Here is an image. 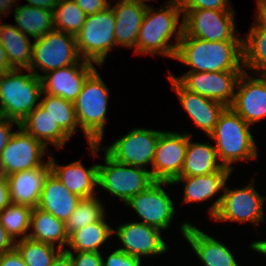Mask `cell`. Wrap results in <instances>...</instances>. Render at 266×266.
Listing matches in <instances>:
<instances>
[{"label":"cell","instance_id":"cell-19","mask_svg":"<svg viewBox=\"0 0 266 266\" xmlns=\"http://www.w3.org/2000/svg\"><path fill=\"white\" fill-rule=\"evenodd\" d=\"M96 69L94 63L82 59L76 64L51 70L42 75V92L74 102L86 78Z\"/></svg>","mask_w":266,"mask_h":266},{"label":"cell","instance_id":"cell-12","mask_svg":"<svg viewBox=\"0 0 266 266\" xmlns=\"http://www.w3.org/2000/svg\"><path fill=\"white\" fill-rule=\"evenodd\" d=\"M170 185H173L172 182L156 181L147 190L132 196L125 204L136 212L141 219L139 222L165 232L169 230L176 215L175 204L164 188Z\"/></svg>","mask_w":266,"mask_h":266},{"label":"cell","instance_id":"cell-34","mask_svg":"<svg viewBox=\"0 0 266 266\" xmlns=\"http://www.w3.org/2000/svg\"><path fill=\"white\" fill-rule=\"evenodd\" d=\"M53 12L54 29L76 36L86 21V13L73 0H58Z\"/></svg>","mask_w":266,"mask_h":266},{"label":"cell","instance_id":"cell-40","mask_svg":"<svg viewBox=\"0 0 266 266\" xmlns=\"http://www.w3.org/2000/svg\"><path fill=\"white\" fill-rule=\"evenodd\" d=\"M72 262V266H102L101 252H65Z\"/></svg>","mask_w":266,"mask_h":266},{"label":"cell","instance_id":"cell-50","mask_svg":"<svg viewBox=\"0 0 266 266\" xmlns=\"http://www.w3.org/2000/svg\"><path fill=\"white\" fill-rule=\"evenodd\" d=\"M249 248H251L252 251L257 252L258 254H262V256L265 255L266 257V240H254L249 244Z\"/></svg>","mask_w":266,"mask_h":266},{"label":"cell","instance_id":"cell-44","mask_svg":"<svg viewBox=\"0 0 266 266\" xmlns=\"http://www.w3.org/2000/svg\"><path fill=\"white\" fill-rule=\"evenodd\" d=\"M15 247V241L6 232V229L0 223V255L10 251Z\"/></svg>","mask_w":266,"mask_h":266},{"label":"cell","instance_id":"cell-3","mask_svg":"<svg viewBox=\"0 0 266 266\" xmlns=\"http://www.w3.org/2000/svg\"><path fill=\"white\" fill-rule=\"evenodd\" d=\"M250 128L251 125L247 124L231 107H226L213 132L208 136L215 142L214 147L220 163L232 172L235 170L236 162H250L259 156L258 145Z\"/></svg>","mask_w":266,"mask_h":266},{"label":"cell","instance_id":"cell-14","mask_svg":"<svg viewBox=\"0 0 266 266\" xmlns=\"http://www.w3.org/2000/svg\"><path fill=\"white\" fill-rule=\"evenodd\" d=\"M188 132L162 131L159 135L151 169L155 181L173 182L181 174Z\"/></svg>","mask_w":266,"mask_h":266},{"label":"cell","instance_id":"cell-45","mask_svg":"<svg viewBox=\"0 0 266 266\" xmlns=\"http://www.w3.org/2000/svg\"><path fill=\"white\" fill-rule=\"evenodd\" d=\"M257 9L253 16L254 22L262 29L266 30V0H262L256 3Z\"/></svg>","mask_w":266,"mask_h":266},{"label":"cell","instance_id":"cell-39","mask_svg":"<svg viewBox=\"0 0 266 266\" xmlns=\"http://www.w3.org/2000/svg\"><path fill=\"white\" fill-rule=\"evenodd\" d=\"M143 261L122 250L114 249L107 257H102V266H142Z\"/></svg>","mask_w":266,"mask_h":266},{"label":"cell","instance_id":"cell-36","mask_svg":"<svg viewBox=\"0 0 266 266\" xmlns=\"http://www.w3.org/2000/svg\"><path fill=\"white\" fill-rule=\"evenodd\" d=\"M32 208L10 204L0 211V223L14 240L28 238Z\"/></svg>","mask_w":266,"mask_h":266},{"label":"cell","instance_id":"cell-31","mask_svg":"<svg viewBox=\"0 0 266 266\" xmlns=\"http://www.w3.org/2000/svg\"><path fill=\"white\" fill-rule=\"evenodd\" d=\"M15 26L33 40L43 37L54 30L53 12L48 9L29 5H16L13 10Z\"/></svg>","mask_w":266,"mask_h":266},{"label":"cell","instance_id":"cell-13","mask_svg":"<svg viewBox=\"0 0 266 266\" xmlns=\"http://www.w3.org/2000/svg\"><path fill=\"white\" fill-rule=\"evenodd\" d=\"M185 89L205 98L218 101L226 107L233 103L238 79L242 72H186L175 76L169 72Z\"/></svg>","mask_w":266,"mask_h":266},{"label":"cell","instance_id":"cell-9","mask_svg":"<svg viewBox=\"0 0 266 266\" xmlns=\"http://www.w3.org/2000/svg\"><path fill=\"white\" fill-rule=\"evenodd\" d=\"M81 60L75 36L54 29L33 41L29 70L41 77L40 71L45 74Z\"/></svg>","mask_w":266,"mask_h":266},{"label":"cell","instance_id":"cell-48","mask_svg":"<svg viewBox=\"0 0 266 266\" xmlns=\"http://www.w3.org/2000/svg\"><path fill=\"white\" fill-rule=\"evenodd\" d=\"M14 69L7 58L6 51L0 43V76L8 70Z\"/></svg>","mask_w":266,"mask_h":266},{"label":"cell","instance_id":"cell-17","mask_svg":"<svg viewBox=\"0 0 266 266\" xmlns=\"http://www.w3.org/2000/svg\"><path fill=\"white\" fill-rule=\"evenodd\" d=\"M48 151L42 142L19 127L1 153L6 175L42 166L46 163L43 156H47Z\"/></svg>","mask_w":266,"mask_h":266},{"label":"cell","instance_id":"cell-25","mask_svg":"<svg viewBox=\"0 0 266 266\" xmlns=\"http://www.w3.org/2000/svg\"><path fill=\"white\" fill-rule=\"evenodd\" d=\"M81 199L69 191L51 172L45 180L38 208L66 223Z\"/></svg>","mask_w":266,"mask_h":266},{"label":"cell","instance_id":"cell-27","mask_svg":"<svg viewBox=\"0 0 266 266\" xmlns=\"http://www.w3.org/2000/svg\"><path fill=\"white\" fill-rule=\"evenodd\" d=\"M192 134L188 132V145L181 174L178 177L208 175L220 170V163L214 144L193 142Z\"/></svg>","mask_w":266,"mask_h":266},{"label":"cell","instance_id":"cell-16","mask_svg":"<svg viewBox=\"0 0 266 266\" xmlns=\"http://www.w3.org/2000/svg\"><path fill=\"white\" fill-rule=\"evenodd\" d=\"M243 71L240 75L231 108L249 125L266 118V76Z\"/></svg>","mask_w":266,"mask_h":266},{"label":"cell","instance_id":"cell-43","mask_svg":"<svg viewBox=\"0 0 266 266\" xmlns=\"http://www.w3.org/2000/svg\"><path fill=\"white\" fill-rule=\"evenodd\" d=\"M0 266H27L20 256L17 249L14 247L0 255Z\"/></svg>","mask_w":266,"mask_h":266},{"label":"cell","instance_id":"cell-7","mask_svg":"<svg viewBox=\"0 0 266 266\" xmlns=\"http://www.w3.org/2000/svg\"><path fill=\"white\" fill-rule=\"evenodd\" d=\"M115 13L111 6L87 15L80 32L75 36L82 59L103 68L107 55L116 47Z\"/></svg>","mask_w":266,"mask_h":266},{"label":"cell","instance_id":"cell-28","mask_svg":"<svg viewBox=\"0 0 266 266\" xmlns=\"http://www.w3.org/2000/svg\"><path fill=\"white\" fill-rule=\"evenodd\" d=\"M28 238L53 245L64 251L68 243L66 224L54 215L42 211L38 207L33 208L30 218Z\"/></svg>","mask_w":266,"mask_h":266},{"label":"cell","instance_id":"cell-1","mask_svg":"<svg viewBox=\"0 0 266 266\" xmlns=\"http://www.w3.org/2000/svg\"><path fill=\"white\" fill-rule=\"evenodd\" d=\"M183 27V11L177 1H166L157 9L147 5L136 40V55H161L174 60ZM173 38L176 42L172 44Z\"/></svg>","mask_w":266,"mask_h":266},{"label":"cell","instance_id":"cell-6","mask_svg":"<svg viewBox=\"0 0 266 266\" xmlns=\"http://www.w3.org/2000/svg\"><path fill=\"white\" fill-rule=\"evenodd\" d=\"M161 132L160 130L136 127L109 144V146L102 147V144L89 145V154L90 157H98L100 151H105L117 162L151 171Z\"/></svg>","mask_w":266,"mask_h":266},{"label":"cell","instance_id":"cell-53","mask_svg":"<svg viewBox=\"0 0 266 266\" xmlns=\"http://www.w3.org/2000/svg\"><path fill=\"white\" fill-rule=\"evenodd\" d=\"M147 1H157V0H147ZM166 1H179V0H166Z\"/></svg>","mask_w":266,"mask_h":266},{"label":"cell","instance_id":"cell-52","mask_svg":"<svg viewBox=\"0 0 266 266\" xmlns=\"http://www.w3.org/2000/svg\"><path fill=\"white\" fill-rule=\"evenodd\" d=\"M6 172H5V169H4V166H3V162H2V158H1V155H0V180H2L3 178H6Z\"/></svg>","mask_w":266,"mask_h":266},{"label":"cell","instance_id":"cell-23","mask_svg":"<svg viewBox=\"0 0 266 266\" xmlns=\"http://www.w3.org/2000/svg\"><path fill=\"white\" fill-rule=\"evenodd\" d=\"M50 173L51 166L47 159L42 166L6 176L11 203L32 209L38 207L45 180Z\"/></svg>","mask_w":266,"mask_h":266},{"label":"cell","instance_id":"cell-37","mask_svg":"<svg viewBox=\"0 0 266 266\" xmlns=\"http://www.w3.org/2000/svg\"><path fill=\"white\" fill-rule=\"evenodd\" d=\"M105 208L99 197L82 198L66 224L67 235L88 224L99 221L105 215Z\"/></svg>","mask_w":266,"mask_h":266},{"label":"cell","instance_id":"cell-42","mask_svg":"<svg viewBox=\"0 0 266 266\" xmlns=\"http://www.w3.org/2000/svg\"><path fill=\"white\" fill-rule=\"evenodd\" d=\"M14 124L17 126V128L20 127L18 122L0 117V155L12 135L15 133V131L12 130L13 126H15Z\"/></svg>","mask_w":266,"mask_h":266},{"label":"cell","instance_id":"cell-8","mask_svg":"<svg viewBox=\"0 0 266 266\" xmlns=\"http://www.w3.org/2000/svg\"><path fill=\"white\" fill-rule=\"evenodd\" d=\"M103 156L104 164H98V187L124 204L156 182L147 169L117 162L105 151Z\"/></svg>","mask_w":266,"mask_h":266},{"label":"cell","instance_id":"cell-22","mask_svg":"<svg viewBox=\"0 0 266 266\" xmlns=\"http://www.w3.org/2000/svg\"><path fill=\"white\" fill-rule=\"evenodd\" d=\"M48 159L52 174L73 194L80 198L97 196L98 189V163L86 168L81 160L68 165H59L53 154ZM96 188V189H95Z\"/></svg>","mask_w":266,"mask_h":266},{"label":"cell","instance_id":"cell-21","mask_svg":"<svg viewBox=\"0 0 266 266\" xmlns=\"http://www.w3.org/2000/svg\"><path fill=\"white\" fill-rule=\"evenodd\" d=\"M171 88L176 92L179 103L197 126L208 137L214 130L226 106L185 89L175 78L167 74Z\"/></svg>","mask_w":266,"mask_h":266},{"label":"cell","instance_id":"cell-35","mask_svg":"<svg viewBox=\"0 0 266 266\" xmlns=\"http://www.w3.org/2000/svg\"><path fill=\"white\" fill-rule=\"evenodd\" d=\"M15 248L27 266H51L62 252L53 245L29 238L15 241Z\"/></svg>","mask_w":266,"mask_h":266},{"label":"cell","instance_id":"cell-15","mask_svg":"<svg viewBox=\"0 0 266 266\" xmlns=\"http://www.w3.org/2000/svg\"><path fill=\"white\" fill-rule=\"evenodd\" d=\"M163 231L141 222H126L113 228L120 241L119 250L140 258L167 254L168 246L162 237ZM143 257V258H142Z\"/></svg>","mask_w":266,"mask_h":266},{"label":"cell","instance_id":"cell-10","mask_svg":"<svg viewBox=\"0 0 266 266\" xmlns=\"http://www.w3.org/2000/svg\"><path fill=\"white\" fill-rule=\"evenodd\" d=\"M265 202L266 197L255 188L254 178L242 188L233 189L225 184L221 203L212 220L239 224L250 222L257 228L265 221Z\"/></svg>","mask_w":266,"mask_h":266},{"label":"cell","instance_id":"cell-2","mask_svg":"<svg viewBox=\"0 0 266 266\" xmlns=\"http://www.w3.org/2000/svg\"><path fill=\"white\" fill-rule=\"evenodd\" d=\"M175 60L190 66L186 72H243L242 41H206L184 31Z\"/></svg>","mask_w":266,"mask_h":266},{"label":"cell","instance_id":"cell-4","mask_svg":"<svg viewBox=\"0 0 266 266\" xmlns=\"http://www.w3.org/2000/svg\"><path fill=\"white\" fill-rule=\"evenodd\" d=\"M110 90L97 68L86 78L74 103L76 118L88 146L102 144L107 124Z\"/></svg>","mask_w":266,"mask_h":266},{"label":"cell","instance_id":"cell-30","mask_svg":"<svg viewBox=\"0 0 266 266\" xmlns=\"http://www.w3.org/2000/svg\"><path fill=\"white\" fill-rule=\"evenodd\" d=\"M106 216L71 233L64 252H101L100 248L114 235Z\"/></svg>","mask_w":266,"mask_h":266},{"label":"cell","instance_id":"cell-33","mask_svg":"<svg viewBox=\"0 0 266 266\" xmlns=\"http://www.w3.org/2000/svg\"><path fill=\"white\" fill-rule=\"evenodd\" d=\"M39 105L70 138H73L77 133L76 129H79L73 102L42 92Z\"/></svg>","mask_w":266,"mask_h":266},{"label":"cell","instance_id":"cell-32","mask_svg":"<svg viewBox=\"0 0 266 266\" xmlns=\"http://www.w3.org/2000/svg\"><path fill=\"white\" fill-rule=\"evenodd\" d=\"M252 24L246 38H242L244 71L266 75V30Z\"/></svg>","mask_w":266,"mask_h":266},{"label":"cell","instance_id":"cell-5","mask_svg":"<svg viewBox=\"0 0 266 266\" xmlns=\"http://www.w3.org/2000/svg\"><path fill=\"white\" fill-rule=\"evenodd\" d=\"M41 94L40 77L29 69L8 70L0 76V117L20 124L40 104Z\"/></svg>","mask_w":266,"mask_h":266},{"label":"cell","instance_id":"cell-29","mask_svg":"<svg viewBox=\"0 0 266 266\" xmlns=\"http://www.w3.org/2000/svg\"><path fill=\"white\" fill-rule=\"evenodd\" d=\"M0 43L6 51L10 65L14 69H29L32 59L31 39L15 25L0 20Z\"/></svg>","mask_w":266,"mask_h":266},{"label":"cell","instance_id":"cell-20","mask_svg":"<svg viewBox=\"0 0 266 266\" xmlns=\"http://www.w3.org/2000/svg\"><path fill=\"white\" fill-rule=\"evenodd\" d=\"M180 225L181 235L203 266H239L228 245L203 232L191 222L184 221Z\"/></svg>","mask_w":266,"mask_h":266},{"label":"cell","instance_id":"cell-46","mask_svg":"<svg viewBox=\"0 0 266 266\" xmlns=\"http://www.w3.org/2000/svg\"><path fill=\"white\" fill-rule=\"evenodd\" d=\"M11 204L9 186L6 178L0 180V211Z\"/></svg>","mask_w":266,"mask_h":266},{"label":"cell","instance_id":"cell-41","mask_svg":"<svg viewBox=\"0 0 266 266\" xmlns=\"http://www.w3.org/2000/svg\"><path fill=\"white\" fill-rule=\"evenodd\" d=\"M85 13L91 15L107 9L112 0H73Z\"/></svg>","mask_w":266,"mask_h":266},{"label":"cell","instance_id":"cell-24","mask_svg":"<svg viewBox=\"0 0 266 266\" xmlns=\"http://www.w3.org/2000/svg\"><path fill=\"white\" fill-rule=\"evenodd\" d=\"M147 0H118L110 4L115 13L116 47L132 49L136 55V40L143 17L146 12Z\"/></svg>","mask_w":266,"mask_h":266},{"label":"cell","instance_id":"cell-47","mask_svg":"<svg viewBox=\"0 0 266 266\" xmlns=\"http://www.w3.org/2000/svg\"><path fill=\"white\" fill-rule=\"evenodd\" d=\"M26 2V5L53 11L58 0H26Z\"/></svg>","mask_w":266,"mask_h":266},{"label":"cell","instance_id":"cell-18","mask_svg":"<svg viewBox=\"0 0 266 266\" xmlns=\"http://www.w3.org/2000/svg\"><path fill=\"white\" fill-rule=\"evenodd\" d=\"M231 175L232 171L223 166L220 170L208 175L177 177L172 184L173 187L175 184H183L182 204L185 205L206 202L216 196L217 198L211 200L213 203L211 202V206L208 208V214L212 219L222 200V195H219V193L223 194L225 184H228L227 181Z\"/></svg>","mask_w":266,"mask_h":266},{"label":"cell","instance_id":"cell-49","mask_svg":"<svg viewBox=\"0 0 266 266\" xmlns=\"http://www.w3.org/2000/svg\"><path fill=\"white\" fill-rule=\"evenodd\" d=\"M15 2L17 3V0H0V20L3 17L7 18V15L11 12L10 10L15 7Z\"/></svg>","mask_w":266,"mask_h":266},{"label":"cell","instance_id":"cell-51","mask_svg":"<svg viewBox=\"0 0 266 266\" xmlns=\"http://www.w3.org/2000/svg\"><path fill=\"white\" fill-rule=\"evenodd\" d=\"M51 266H72V262L70 257L64 251H62L53 261Z\"/></svg>","mask_w":266,"mask_h":266},{"label":"cell","instance_id":"cell-38","mask_svg":"<svg viewBox=\"0 0 266 266\" xmlns=\"http://www.w3.org/2000/svg\"><path fill=\"white\" fill-rule=\"evenodd\" d=\"M181 9H214L235 11L230 0H179Z\"/></svg>","mask_w":266,"mask_h":266},{"label":"cell","instance_id":"cell-26","mask_svg":"<svg viewBox=\"0 0 266 266\" xmlns=\"http://www.w3.org/2000/svg\"><path fill=\"white\" fill-rule=\"evenodd\" d=\"M20 127L47 148L52 144L58 151L71 139L40 105L27 115Z\"/></svg>","mask_w":266,"mask_h":266},{"label":"cell","instance_id":"cell-11","mask_svg":"<svg viewBox=\"0 0 266 266\" xmlns=\"http://www.w3.org/2000/svg\"><path fill=\"white\" fill-rule=\"evenodd\" d=\"M183 31L206 41H242L236 27L235 11L182 9ZM237 30V31H236Z\"/></svg>","mask_w":266,"mask_h":266}]
</instances>
